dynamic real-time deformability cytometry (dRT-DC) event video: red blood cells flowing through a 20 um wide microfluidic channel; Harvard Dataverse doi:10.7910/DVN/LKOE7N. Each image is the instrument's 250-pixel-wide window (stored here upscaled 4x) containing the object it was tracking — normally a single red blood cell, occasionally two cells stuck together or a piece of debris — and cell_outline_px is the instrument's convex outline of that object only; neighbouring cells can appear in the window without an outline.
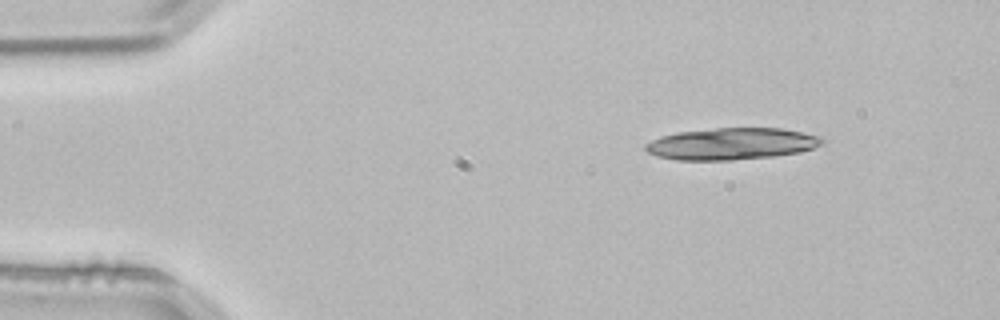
{"species": "common noctule bat (a hibernating species)", "species_latin": "Nyctalus noctula", "temperature_condition": "room temperature", "stored_images_in_passage": 3, "camera_frame_rate_fps": 3000, "um_per_image_px": 0.085, "animal": {"sex": "male", "body_mass_g": 21.5, "forearm_length_mm": 52.0}, "frame": {"image": 1, "passage_image": 1, "time_ms": 0.0, "image_size_px": [1000, 320], "cell_outline_px": [[824, 144], [800, 152], [772, 156], [732, 160], [676, 160], [656, 156], [648, 152], [644, 148], [644, 144], [660, 136], [676, 132], [716, 128], [780, 128], [824, 136]], "centroid_in_image_um": [62.19, 12.22], "position_along_channel_um": 22.8, "area_um2": 32.89}}
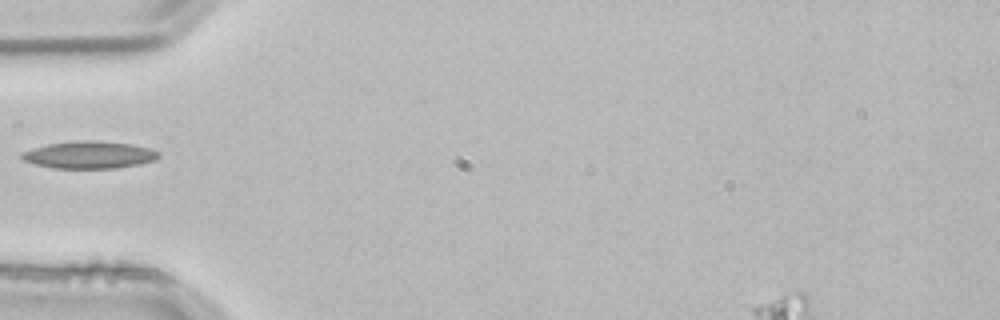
{"frame": {"image": 2, "passage_image": 3, "time_ms": 0.667, "image_size_px": [1000, 320], "cell_outline_px": [[160, 156], [156, 160], [140, 164], [116, 168], [52, 168], [36, 164], [24, 160], [20, 156], [20, 152], [48, 144], [84, 140], [96, 140], [132, 144], [148, 148], [160, 152]], "centroid_in_image_um": [7.61, 13.16], "position_along_channel_um": 77.4, "area_um2": 21.73}}